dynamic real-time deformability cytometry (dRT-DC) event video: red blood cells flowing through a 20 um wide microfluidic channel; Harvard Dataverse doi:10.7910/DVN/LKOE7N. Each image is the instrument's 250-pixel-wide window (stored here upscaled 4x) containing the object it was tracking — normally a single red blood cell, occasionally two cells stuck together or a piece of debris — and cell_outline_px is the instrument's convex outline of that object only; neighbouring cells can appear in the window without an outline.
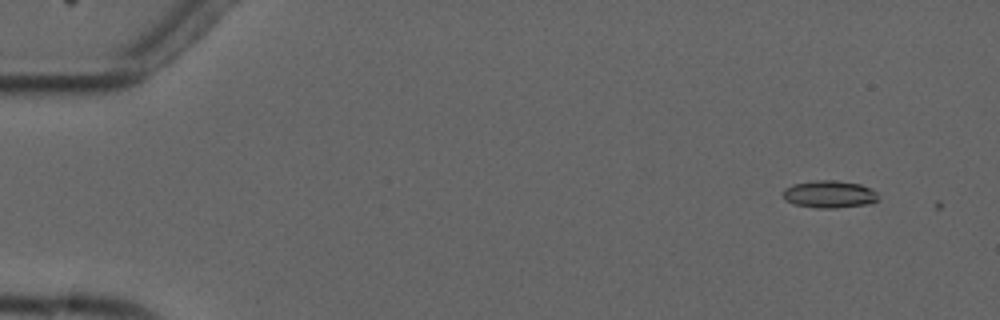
{"species": "common noctule bat (a hibernating species)", "species_latin": "Nyctalus noctula", "temperature_condition": "cold", "stored_images_in_passage": 2, "camera_frame_rate_fps": 3000, "um_per_image_px": 0.085, "animal": {"sex": "male", "forearm_length_mm": 52.5}, "frame": {"image": 1, "passage_image": 1, "time_ms": 0.0, "image_size_px": [1000, 320], "cell_outline_px": [[880, 196], [872, 204], [836, 208], [816, 208], [796, 204], [788, 200], [784, 196], [784, 188], [792, 184], [812, 180], [836, 180], [860, 184], [872, 188]], "centroid_in_image_um": [70.55, 16.5], "position_along_channel_um": 14.4, "area_um2": 15.32}}